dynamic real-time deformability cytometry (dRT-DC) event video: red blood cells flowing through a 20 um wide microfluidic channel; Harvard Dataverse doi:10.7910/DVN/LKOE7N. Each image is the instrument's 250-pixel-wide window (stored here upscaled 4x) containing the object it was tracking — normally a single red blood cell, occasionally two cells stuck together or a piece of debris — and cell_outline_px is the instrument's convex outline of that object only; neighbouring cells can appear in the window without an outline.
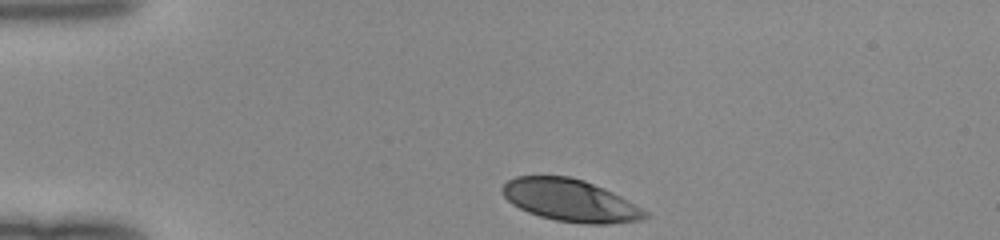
{"species": "human", "species_latin": "Homo sapiens", "temperature_condition": "room temperature", "stored_images_in_passage": 31, "camera_frame_rate_fps": 3000, "um_per_image_px": 0.085, "donor": {"sex": "female"}, "frame": {"image": 1, "passage_image": 1, "time_ms": 0.0, "image_size_px": [1000, 240], "cell_outline_px": [[652, 216], [640, 220], [608, 224], [584, 224], [556, 220], [540, 216], [528, 212], [512, 204], [504, 196], [500, 188], [508, 180], [516, 176], [568, 176], [584, 180], [604, 188], [620, 196], [648, 212]], "centroid_in_image_um": [48.48, 17.03], "position_along_channel_um": 36.5, "area_um2": 35.03}}
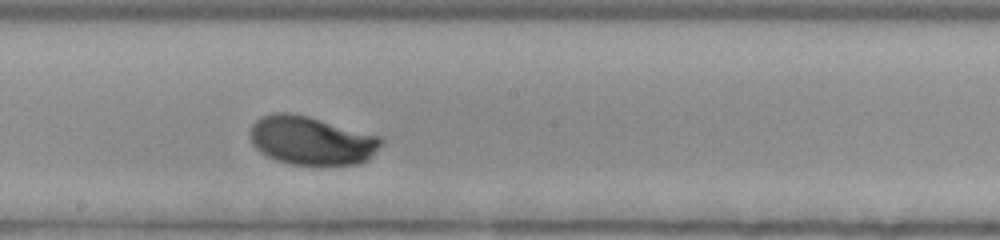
{"frame": {"image": 2, "passage_image": 18, "time_ms": 5.667, "image_size_px": [1000, 240], "cell_outline_px": [[384, 144], [368, 160], [360, 164], [316, 168], [288, 164], [276, 160], [260, 152], [252, 144], [252, 124], [260, 116], [272, 112], [288, 112], [308, 116], [380, 136], [384, 140]], "centroid_in_image_um": [26.52, 12.0], "position_along_channel_um": 221.7, "area_um2": 38.15}}
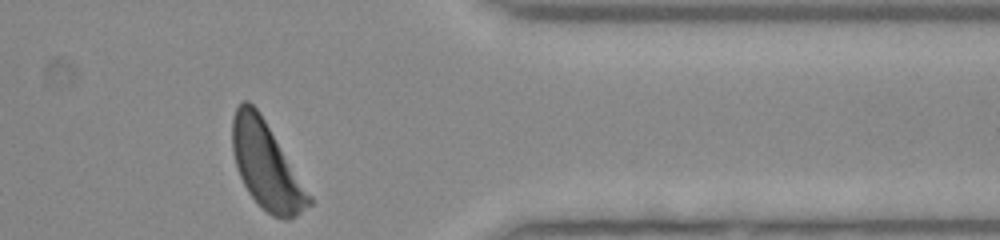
{"frame": {"image": 3, "passage_image": 31, "time_ms": 10.0, "image_size_px": [1000, 240], "cell_outline_px": [[312, 204], [288, 220], [280, 220], [272, 216], [248, 192], [240, 176], [232, 152], [232, 116], [236, 108], [244, 100], [248, 100], [260, 112], [312, 196]], "centroid_in_image_um": [22.64, 14.06], "position_along_channel_um": 388.8, "area_um2": 38.38}}